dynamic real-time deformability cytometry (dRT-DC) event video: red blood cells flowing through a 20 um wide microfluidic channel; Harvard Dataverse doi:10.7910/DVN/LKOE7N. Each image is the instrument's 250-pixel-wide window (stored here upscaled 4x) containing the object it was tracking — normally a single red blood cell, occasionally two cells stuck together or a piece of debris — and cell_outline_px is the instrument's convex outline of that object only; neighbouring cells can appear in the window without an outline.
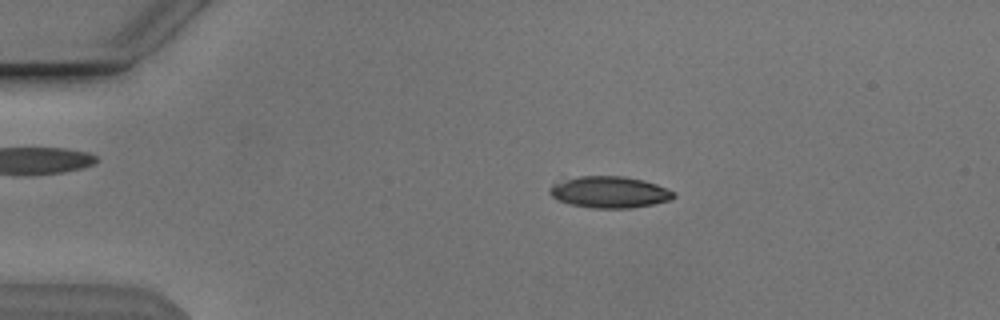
{"species": "Egyptian fruit bat (a non-hibernating species)", "species_latin": "Rousettus aegyptiacus", "temperature_condition": "cold", "stored_images_in_passage": 52, "camera_frame_rate_fps": 3000, "um_per_image_px": 0.085, "animal": {"sex": "male"}, "frame": {"image": 1, "passage_image": 10, "time_ms": 3.0, "image_size_px": [1000, 320], "cell_outline_px": [[676, 196], [672, 200], [632, 208], [592, 208], [572, 204], [560, 200], [552, 196], [548, 192], [548, 188], [552, 184], [580, 176], [624, 176], [644, 180], [656, 184], [676, 192]], "centroid_in_image_um": [51.85, 16.33], "position_along_channel_um": 33.1, "area_um2": 22.72}}
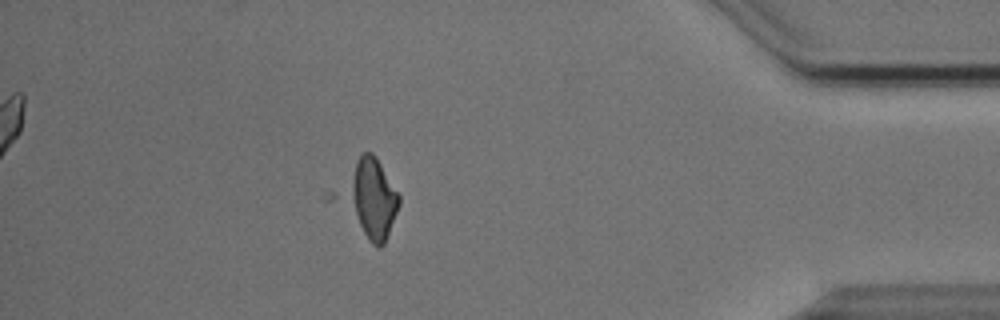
{"frame": {"image": 2, "passage_image": 46, "time_ms": 15.0, "image_size_px": [1000, 320], "cell_outline_px": [[400, 204], [384, 244], [380, 248], [376, 248], [324, 204], [324, 192], [364, 152], [372, 152], [376, 156], [400, 196]], "centroid_in_image_um": [31.04, 16.92], "position_along_channel_um": 404.2, "area_um2": 31.62}}